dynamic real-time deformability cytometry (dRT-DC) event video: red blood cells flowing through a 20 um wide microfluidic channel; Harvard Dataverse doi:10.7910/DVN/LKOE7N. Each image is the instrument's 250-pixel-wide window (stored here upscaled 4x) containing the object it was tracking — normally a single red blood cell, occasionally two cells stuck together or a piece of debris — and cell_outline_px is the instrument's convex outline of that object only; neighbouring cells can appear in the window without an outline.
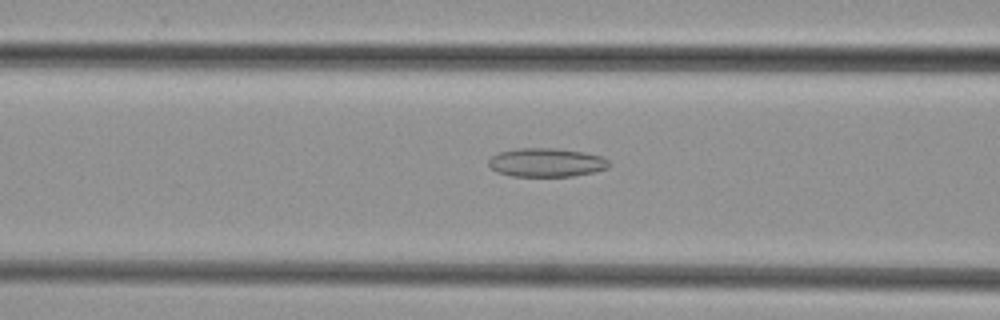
{"species": "common noctule bat (a hibernating species)", "species_latin": "Nyctalus noctula", "temperature_condition": "cold", "stored_images_in_passage": 37, "camera_frame_rate_fps": 3000, "um_per_image_px": 0.085, "animal": {"sex": "female", "body_mass_g": 29.2, "forearm_length_mm": 56.3}, "frame": {"image": 1, "passage_image": 15, "time_ms": 4.667, "image_size_px": [1000, 320], "cell_outline_px": [[612, 164], [608, 168], [596, 172], [572, 176], [512, 176], [496, 172], [488, 164], [488, 160], [492, 156], [500, 152], [520, 148], [556, 148], [584, 152], [604, 156]], "centroid_in_image_um": [46.5, 13.81], "position_along_channel_um": 120.1, "area_um2": 20.35}}
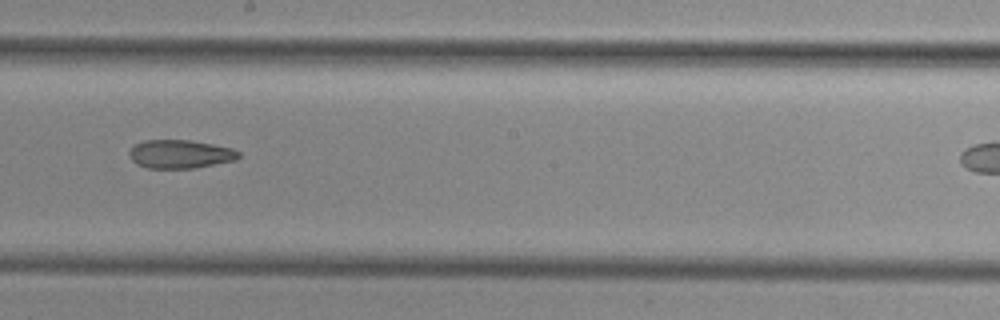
{"frame": {"image": 2, "passage_image": 23, "time_ms": 7.333, "image_size_px": [1000, 320], "cell_outline_px": [[240, 156], [236, 160], [192, 168], [148, 168], [136, 164], [132, 160], [128, 152], [132, 144], [144, 140], [192, 140], [232, 148], [240, 152]], "centroid_in_image_um": [15.28, 13.08], "position_along_channel_um": 232.9, "area_um2": 18.26}}
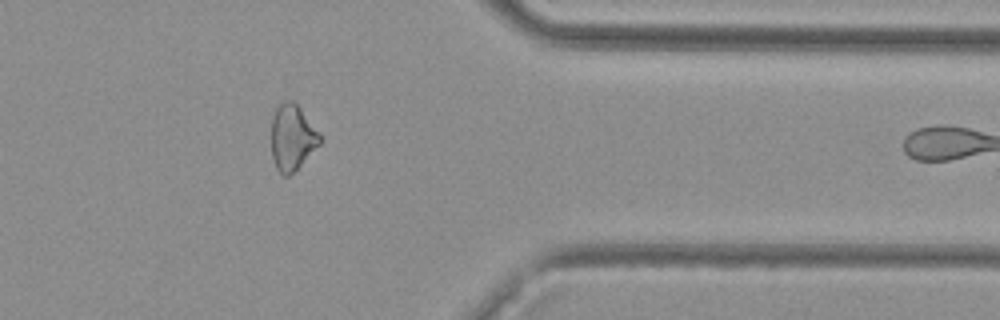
{"frame": {"image": 3, "passage_image": 35, "time_ms": 11.333, "image_size_px": [1000, 320], "cell_outline_px": [[320, 144], [288, 176], [284, 176], [276, 168], [272, 156], [272, 116], [276, 108], [284, 100], [292, 100], [300, 108], [320, 132]], "centroid_in_image_um": [24.83, 11.65], "position_along_channel_um": 386.6, "area_um2": 18.32}}